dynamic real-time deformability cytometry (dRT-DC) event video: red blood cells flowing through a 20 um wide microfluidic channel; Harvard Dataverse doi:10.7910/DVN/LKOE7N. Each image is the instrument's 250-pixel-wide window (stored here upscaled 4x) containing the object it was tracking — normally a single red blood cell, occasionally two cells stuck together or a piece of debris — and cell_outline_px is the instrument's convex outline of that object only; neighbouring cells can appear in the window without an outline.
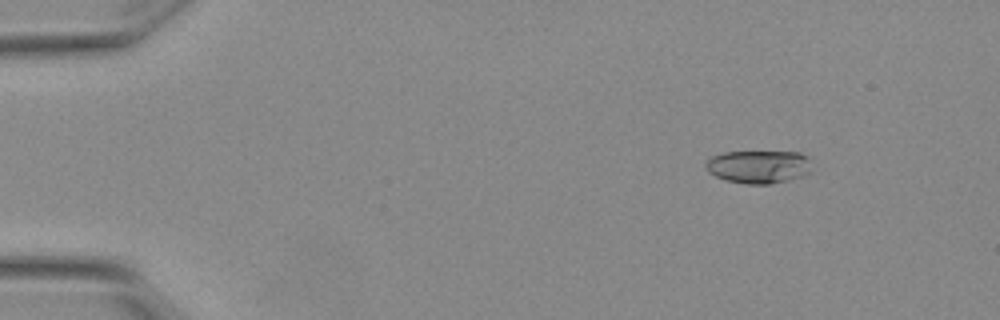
{"species": "Egyptian fruit bat (a non-hibernating species)", "species_latin": "Rousettus aegyptiacus", "temperature_condition": "warm", "stored_images_in_passage": 5, "camera_frame_rate_fps": 3000, "um_per_image_px": 0.085, "animal": {"sex": "female"}, "frame": {"image": 1, "passage_image": 2, "time_ms": 0.333, "image_size_px": [1000, 320], "cell_outline_px": [[808, 172], [804, 176], [788, 180], [768, 184], [748, 184], [728, 180], [716, 176], [708, 172], [704, 164], [712, 156], [724, 152], [800, 152], [808, 156]], "centroid_in_image_um": [64.46, 14.16], "position_along_channel_um": 20.5, "area_um2": 20.17}}
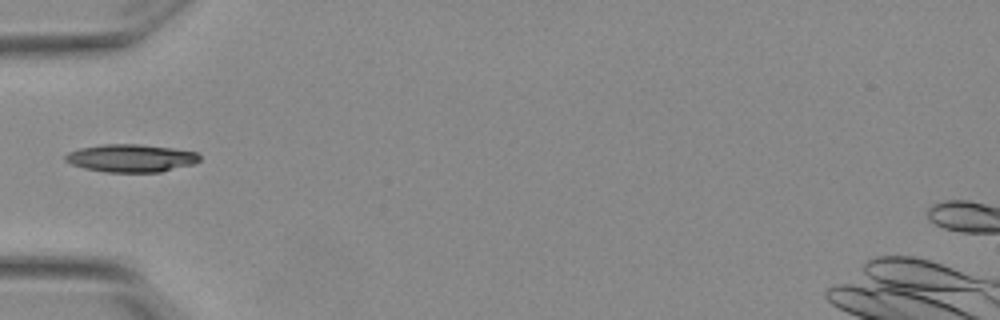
{"frame": {"image": 2, "passage_image": 5, "time_ms": 1.333, "image_size_px": [1000, 320], "cell_outline_px": [[200, 160], [192, 164], [160, 172], [104, 172], [84, 168], [72, 164], [64, 160], [64, 156], [68, 152], [80, 148], [100, 144], [140, 144], [172, 148], [196, 152], [200, 156]], "centroid_in_image_um": [11.1, 13.44], "position_along_channel_um": 73.9, "area_um2": 21.73}}